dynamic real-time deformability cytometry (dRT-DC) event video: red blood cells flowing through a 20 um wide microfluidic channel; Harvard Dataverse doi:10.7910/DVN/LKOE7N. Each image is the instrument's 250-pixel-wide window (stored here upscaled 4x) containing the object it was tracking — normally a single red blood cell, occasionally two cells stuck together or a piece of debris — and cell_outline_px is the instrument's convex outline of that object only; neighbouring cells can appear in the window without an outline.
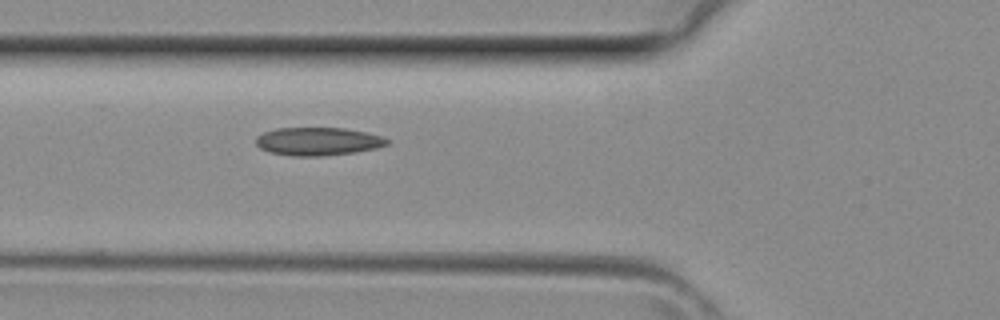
{"species": "common noctule bat (a hibernating species)", "species_latin": "Nyctalus noctula", "temperature_condition": "room temperature", "stored_images_in_passage": 2, "camera_frame_rate_fps": 3000, "um_per_image_px": 0.085, "animal": {"sex": "female", "body_mass_g": 29.2, "forearm_length_mm": 56.3}, "frame": {"image": 1, "passage_image": 2, "time_ms": 0.333, "image_size_px": [1000, 320], "cell_outline_px": [[388, 144], [376, 148], [356, 152], [324, 156], [292, 156], [268, 152], [260, 148], [256, 144], [256, 136], [264, 132], [276, 128], [344, 128], [368, 132], [380, 136], [388, 140]], "centroid_in_image_um": [27.0, 12.02], "position_along_channel_um": 98.8, "area_um2": 21.56}}